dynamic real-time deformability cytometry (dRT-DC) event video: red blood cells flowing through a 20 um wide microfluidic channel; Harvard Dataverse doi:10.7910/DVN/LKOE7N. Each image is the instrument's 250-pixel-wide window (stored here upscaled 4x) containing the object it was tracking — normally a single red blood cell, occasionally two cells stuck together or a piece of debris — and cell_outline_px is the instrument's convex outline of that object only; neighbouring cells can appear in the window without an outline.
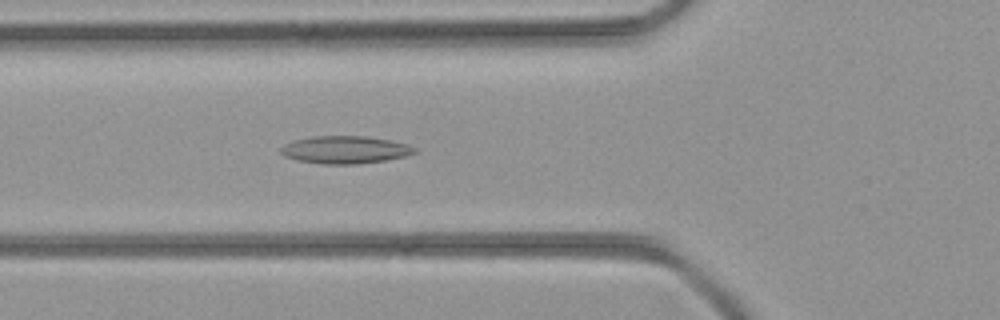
{"species": "common noctule bat (a hibernating species)", "species_latin": "Nyctalus noctula", "temperature_condition": "room temperature", "stored_images_in_passage": 43, "camera_frame_rate_fps": 3000, "um_per_image_px": 0.085, "animal": {"sex": "female", "body_mass_g": 21.9}, "frame": {"image": 1, "passage_image": 16, "time_ms": 5.0, "image_size_px": [1000, 320], "cell_outline_px": [[416, 152], [404, 156], [384, 160], [356, 164], [320, 164], [296, 160], [284, 156], [280, 152], [280, 148], [284, 144], [296, 140], [312, 136], [368, 136], [408, 144], [416, 148]], "centroid_in_image_um": [29.3, 12.73], "position_along_channel_um": 96.5, "area_um2": 21.44}}
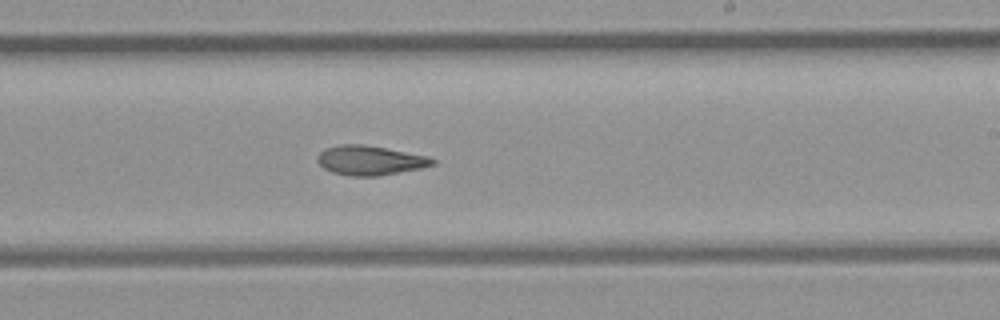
{"frame": {"image": 2, "passage_image": 26, "time_ms": 8.333, "image_size_px": [1000, 320], "cell_outline_px": [[436, 164], [420, 168], [380, 176], [348, 176], [332, 172], [324, 168], [316, 160], [320, 152], [324, 148], [340, 144], [360, 144], [384, 148], [428, 156], [436, 160]], "centroid_in_image_um": [31.43, 13.64], "position_along_channel_um": 257.6, "area_um2": 19.71}}
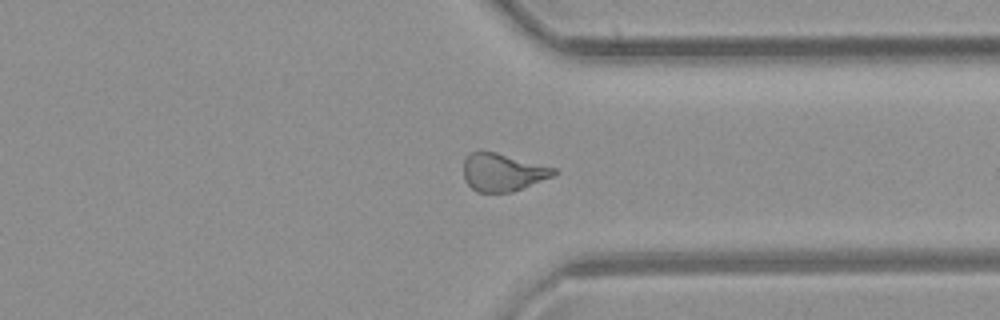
{"frame": {"image": 3, "passage_image": 33, "time_ms": 10.667, "image_size_px": [1000, 320], "cell_outline_px": [[560, 172], [552, 176], [512, 192], [476, 192], [464, 180], [464, 160], [468, 152], [480, 148], [496, 152], [556, 168]], "centroid_in_image_um": [42.68, 14.6], "position_along_channel_um": 368.7, "area_um2": 20.17}}